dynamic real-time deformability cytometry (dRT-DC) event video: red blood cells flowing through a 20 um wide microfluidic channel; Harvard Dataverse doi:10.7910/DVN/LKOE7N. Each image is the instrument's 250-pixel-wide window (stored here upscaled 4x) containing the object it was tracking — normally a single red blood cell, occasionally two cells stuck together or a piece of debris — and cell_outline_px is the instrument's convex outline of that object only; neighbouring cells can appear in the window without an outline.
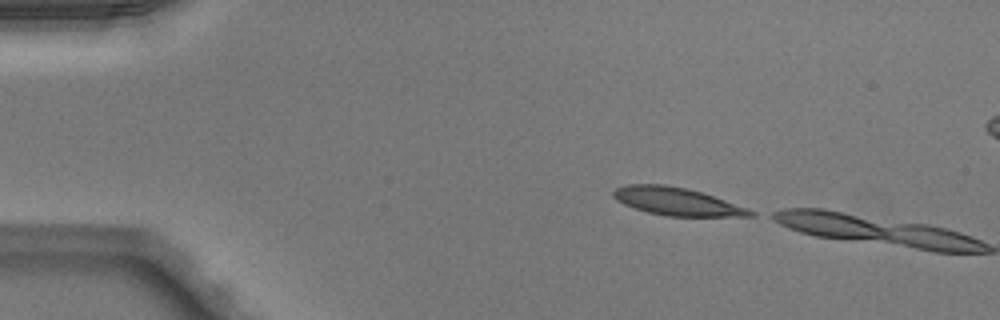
{"species": "Egyptian fruit bat (a non-hibernating species)", "species_latin": "Rousettus aegyptiacus", "temperature_condition": "warm", "stored_images_in_passage": 2, "camera_frame_rate_fps": 3000, "um_per_image_px": 0.085, "animal": {"sex": "male"}, "frame": {"image": 1, "passage_image": 1, "time_ms": 0.0, "image_size_px": [1000, 320], "cell_outline_px": [[756, 216], [668, 216], [648, 212], [624, 204], [616, 200], [612, 196], [612, 192], [616, 188], [624, 184], [664, 184], [688, 188], [748, 208], [756, 212]], "centroid_in_image_um": [57.51, 17.11], "position_along_channel_um": 27.5, "area_um2": 22.08}}